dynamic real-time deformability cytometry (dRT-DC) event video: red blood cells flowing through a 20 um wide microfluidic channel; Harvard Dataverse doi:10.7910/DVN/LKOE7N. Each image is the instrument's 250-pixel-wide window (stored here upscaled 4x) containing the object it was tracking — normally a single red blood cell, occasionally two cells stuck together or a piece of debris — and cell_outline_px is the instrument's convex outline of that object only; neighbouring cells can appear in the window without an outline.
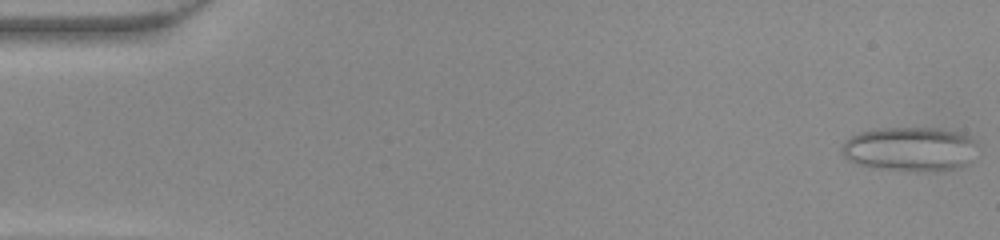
{"species": "common noctule bat (a hibernating species)", "species_latin": "Nyctalus noctula", "temperature_condition": "warm", "stored_images_in_passage": 44, "camera_frame_rate_fps": 3000, "um_per_image_px": 0.085, "animal": {"sex": "female", "body_mass_g": 22.0, "forearm_length_mm": 56.7}, "frame": {"image": 1, "passage_image": 1, "time_ms": 0.0, "image_size_px": [1000, 240], "cell_outline_px": [[972, 140], [968, 164], [956, 168], [872, 168], [856, 164], [848, 160], [840, 152], [840, 148], [844, 140], [860, 132], [880, 128], [936, 128], [956, 132], [968, 136]], "centroid_in_image_um": [77.17, 12.62], "position_along_channel_um": 7.8, "area_um2": 33.47}}
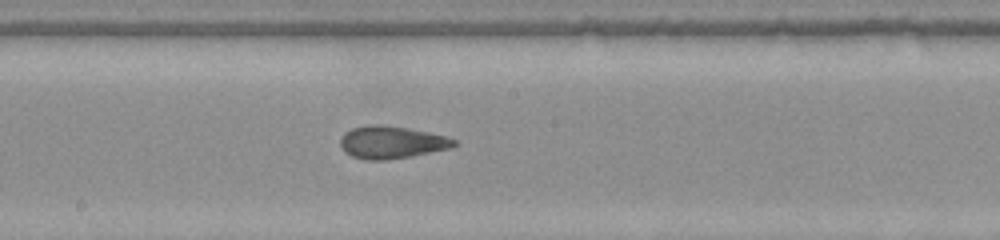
{"frame": {"image": 2, "passage_image": 26, "time_ms": 8.333, "image_size_px": [1000, 240], "cell_outline_px": [[456, 144], [452, 148], [412, 156], [384, 160], [364, 160], [352, 156], [344, 152], [340, 144], [340, 136], [344, 132], [352, 128], [364, 124], [384, 124], [428, 132], [444, 136], [456, 140]], "centroid_in_image_um": [33.23, 12.09], "position_along_channel_um": 215.0, "area_um2": 21.73}}
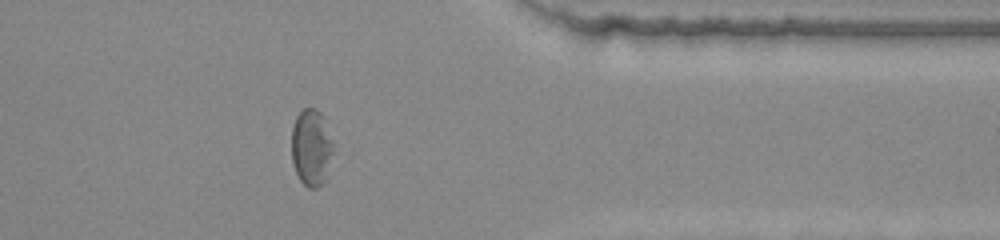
{"frame": {"image": 3, "passage_image": 39, "time_ms": 12.667, "image_size_px": [1000, 240], "cell_outline_px": [[332, 152], [324, 184], [316, 188], [308, 188], [300, 180], [296, 172], [292, 160], [292, 128], [296, 116], [304, 108], [316, 108], [320, 112], [332, 144]], "centroid_in_image_um": [26.43, 12.57], "position_along_channel_um": 385.0, "area_um2": 18.21}}